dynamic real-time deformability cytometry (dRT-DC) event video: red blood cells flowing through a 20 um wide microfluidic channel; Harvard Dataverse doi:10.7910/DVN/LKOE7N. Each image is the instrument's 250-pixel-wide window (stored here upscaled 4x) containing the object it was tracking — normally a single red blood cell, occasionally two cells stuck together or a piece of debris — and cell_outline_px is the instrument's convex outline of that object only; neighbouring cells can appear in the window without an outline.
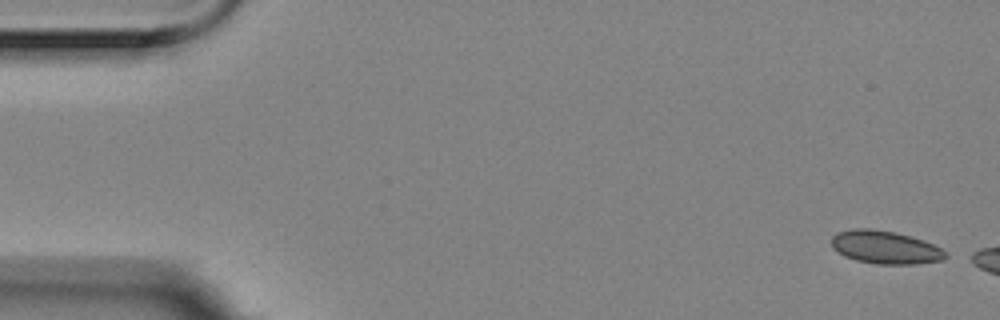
{"species": "Egyptian fruit bat (a non-hibernating species)", "species_latin": "Rousettus aegyptiacus", "temperature_condition": "room temperature", "stored_images_in_passage": 5, "camera_frame_rate_fps": 3000, "um_per_image_px": 0.085, "animal": {"sex": "female"}, "frame": {"image": 1, "passage_image": 5, "time_ms": 1.333, "image_size_px": [1000, 320], "cell_outline_px": [[952, 256], [944, 260], [916, 264], [876, 264], [856, 260], [844, 256], [832, 248], [832, 236], [836, 232], [852, 228], [872, 228], [896, 232], [912, 236], [924, 240], [948, 252]], "centroid_in_image_um": [75.28, 21.02], "position_along_channel_um": 9.7, "area_um2": 22.43}}